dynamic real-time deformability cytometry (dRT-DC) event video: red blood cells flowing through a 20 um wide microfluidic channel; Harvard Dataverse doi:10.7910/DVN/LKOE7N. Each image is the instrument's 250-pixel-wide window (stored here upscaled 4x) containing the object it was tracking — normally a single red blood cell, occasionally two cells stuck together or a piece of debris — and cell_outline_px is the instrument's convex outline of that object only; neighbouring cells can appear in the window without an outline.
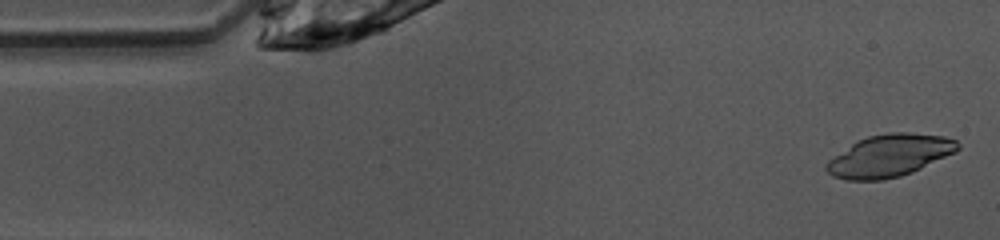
{"species": "common noctule bat (a hibernating species)", "species_latin": "Nyctalus noctula", "temperature_condition": "warm", "stored_images_in_passage": 47, "camera_frame_rate_fps": 3000, "um_per_image_px": 0.085, "animal": {"sex": "female", "body_mass_g": 10.0, "forearm_length_mm": 53.1}, "frame": {"image": 1, "passage_image": 1, "time_ms": 0.0, "image_size_px": [1000, 240], "cell_outline_px": [[960, 148], [956, 152], [912, 172], [900, 176], [884, 180], [844, 180], [832, 176], [824, 168], [828, 160], [856, 140], [868, 136], [888, 132], [908, 132], [944, 136], [956, 140], [960, 144]], "centroid_in_image_um": [75.59, 13.23], "position_along_channel_um": 9.4, "area_um2": 32.48}}